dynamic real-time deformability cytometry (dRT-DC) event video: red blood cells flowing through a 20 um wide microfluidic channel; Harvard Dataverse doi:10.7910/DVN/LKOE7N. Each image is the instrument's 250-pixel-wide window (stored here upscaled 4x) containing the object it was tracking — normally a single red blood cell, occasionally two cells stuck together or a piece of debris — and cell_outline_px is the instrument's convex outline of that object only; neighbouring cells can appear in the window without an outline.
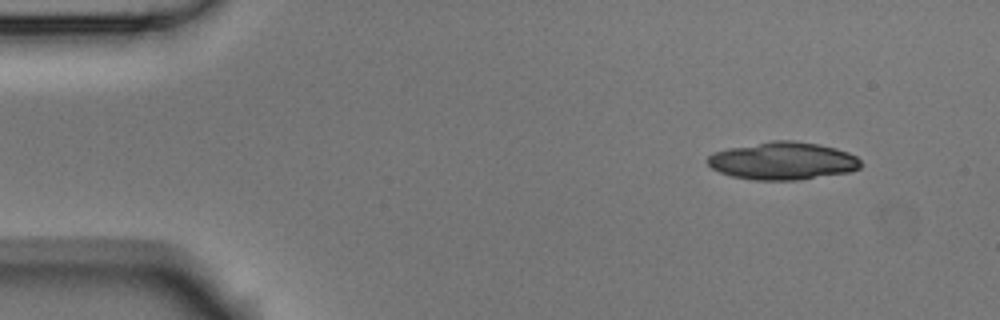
{"species": "Egyptian fruit bat (a non-hibernating species)", "species_latin": "Rousettus aegyptiacus", "temperature_condition": "room temperature", "stored_images_in_passage": 5, "camera_frame_rate_fps": 3000, "um_per_image_px": 0.085, "animal": {"sex": "male"}, "frame": {"image": 1, "passage_image": 1, "time_ms": 0.0, "image_size_px": [1000, 320], "cell_outline_px": [[864, 164], [860, 168], [852, 172], [796, 180], [756, 180], [732, 176], [720, 172], [712, 168], [708, 164], [708, 156], [712, 152], [728, 148], [772, 140], [792, 140], [820, 144], [836, 148], [848, 152], [856, 156]], "centroid_in_image_um": [66.57, 13.67], "position_along_channel_um": 18.4, "area_um2": 33.87}}